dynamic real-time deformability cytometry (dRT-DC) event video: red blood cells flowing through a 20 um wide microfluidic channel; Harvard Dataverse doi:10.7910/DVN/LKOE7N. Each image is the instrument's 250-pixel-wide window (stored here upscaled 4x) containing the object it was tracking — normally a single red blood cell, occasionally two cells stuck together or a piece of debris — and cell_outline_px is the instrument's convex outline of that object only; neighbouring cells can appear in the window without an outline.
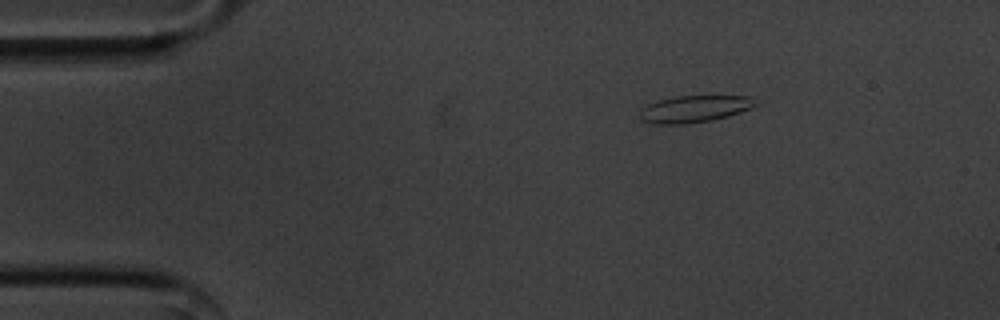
{"species": "common noctule bat (a hibernating species)", "species_latin": "Nyctalus noctula", "temperature_condition": "cold", "stored_images_in_passage": 48, "camera_frame_rate_fps": 3000, "um_per_image_px": 0.085, "animal": {"sex": "male", "body_mass_g": 20.1, "forearm_length_mm": 53.5}, "frame": {"image": 1, "passage_image": 1, "time_ms": 0.0, "image_size_px": [1000, 320], "cell_outline_px": [[760, 104], [752, 108], [728, 116], [712, 120], [684, 124], [656, 124], [640, 120], [640, 108], [648, 104], [660, 100], [676, 96], [752, 96]], "centroid_in_image_um": [59.05, 9.25], "position_along_channel_um": 25.9, "area_um2": 18.26}}
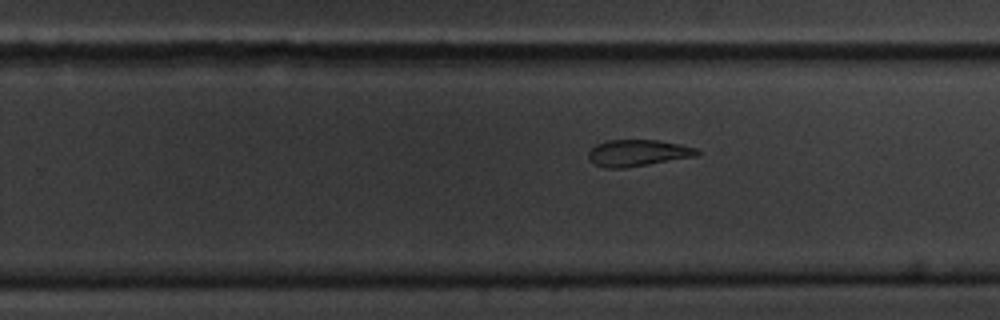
{"frame": {"image": 2, "passage_image": 27, "time_ms": 8.667, "image_size_px": [1000, 320], "cell_outline_px": [[700, 152], [696, 156], [624, 168], [604, 168], [596, 164], [588, 156], [588, 152], [596, 144], [608, 140], [656, 140], [680, 144], [696, 148]], "centroid_in_image_um": [54.21, 12.99], "position_along_channel_um": 275.6, "area_um2": 16.59}}
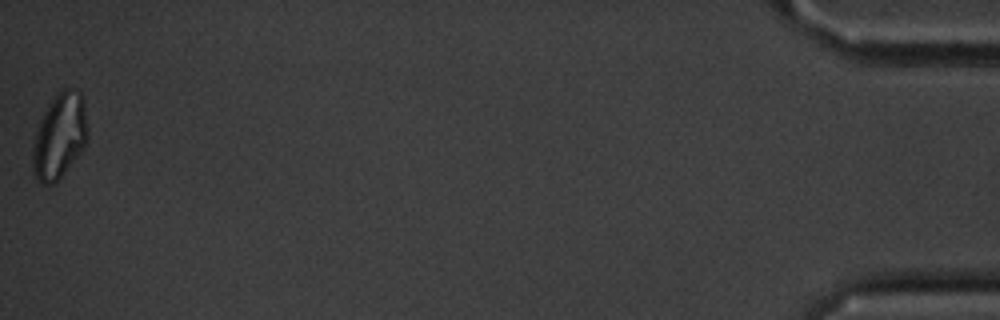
{"frame": {"image": 3, "passage_image": 48, "time_ms": 15.667, "image_size_px": [1000, 320], "cell_outline_px": [[88, 140], [84, 148], [56, 184], [40, 184], [36, 180], [32, 172], [32, 140], [40, 120], [52, 96], [56, 92], [64, 88], [72, 88], [80, 92], [84, 104], [88, 128]], "centroid_in_image_um": [5.04, 11.59], "position_along_channel_um": 430.2, "area_um2": 28.09}}